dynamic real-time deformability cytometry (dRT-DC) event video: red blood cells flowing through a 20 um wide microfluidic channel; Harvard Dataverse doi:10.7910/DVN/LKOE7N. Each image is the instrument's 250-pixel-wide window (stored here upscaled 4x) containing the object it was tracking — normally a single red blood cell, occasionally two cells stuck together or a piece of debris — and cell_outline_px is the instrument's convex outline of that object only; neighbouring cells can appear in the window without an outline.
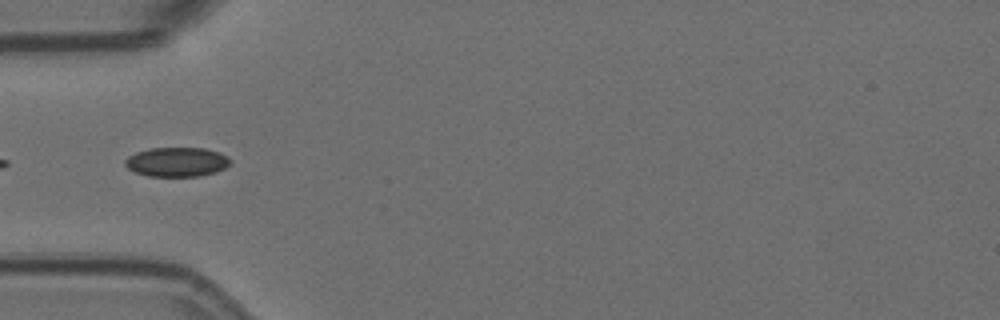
{"species": "Egyptian fruit bat (a non-hibernating species)", "species_latin": "Rousettus aegyptiacus", "temperature_condition": "room temperature", "stored_images_in_passage": 6, "segment_of_instrument_passage": [2, 2], "camera_frame_rate_fps": 3000, "um_per_image_px": 0.085, "animal": {"sex": "female"}, "frame": {"image": 1, "passage_image": 5, "time_ms": 1.333, "image_size_px": [1000, 320], "cell_outline_px": [[232, 160], [224, 168], [216, 172], [200, 176], [148, 176], [136, 172], [128, 168], [124, 164], [124, 160], [128, 156], [136, 152], [148, 148], [204, 148], [220, 152], [228, 156]], "centroid_in_image_um": [15.03, 13.76], "position_along_channel_um": 70.0, "area_um2": 18.09}}